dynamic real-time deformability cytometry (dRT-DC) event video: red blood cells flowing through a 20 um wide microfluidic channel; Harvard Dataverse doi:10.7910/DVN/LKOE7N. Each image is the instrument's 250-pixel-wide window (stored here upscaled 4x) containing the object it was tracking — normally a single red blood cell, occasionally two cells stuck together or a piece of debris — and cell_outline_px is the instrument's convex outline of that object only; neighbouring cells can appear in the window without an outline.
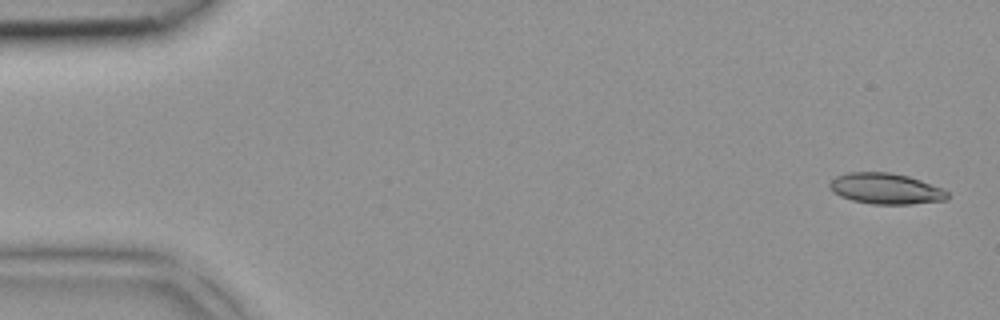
{"species": "common noctule bat (a hibernating species)", "species_latin": "Nyctalus noctula", "temperature_condition": "room temperature", "stored_images_in_passage": 4, "camera_frame_rate_fps": 3000, "um_per_image_px": 0.085, "animal": {"sex": "female", "body_mass_g": 18.4}, "frame": {"image": 1, "passage_image": 1, "time_ms": 0.0, "image_size_px": [1000, 320], "cell_outline_px": [[948, 196], [944, 200], [912, 204], [872, 204], [852, 200], [840, 196], [832, 192], [828, 188], [828, 184], [836, 176], [848, 172], [888, 172], [908, 176], [944, 188], [948, 192]], "centroid_in_image_um": [75.26, 16.03], "position_along_channel_um": 9.7, "area_um2": 21.27}}
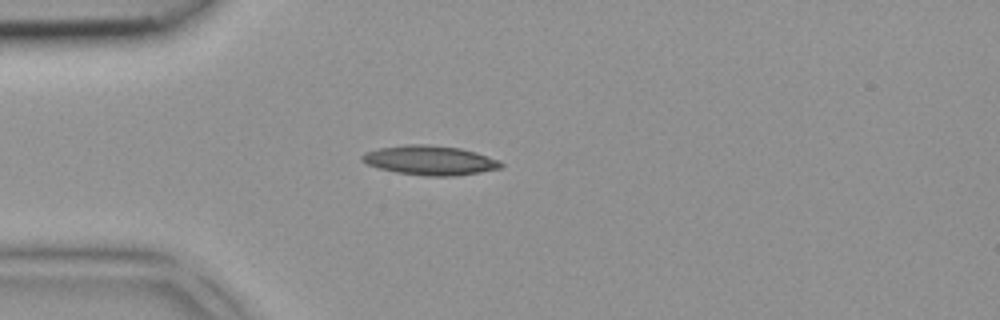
{"frame": {"image": 2, "passage_image": 4, "time_ms": 1.0, "image_size_px": [1000, 320], "cell_outline_px": [[504, 164], [500, 168], [480, 172], [452, 176], [428, 176], [396, 172], [380, 168], [368, 164], [360, 160], [360, 156], [364, 152], [380, 148], [408, 144], [424, 144], [460, 148], [476, 152], [500, 160]], "centroid_in_image_um": [36.55, 13.62], "position_along_channel_um": 48.5, "area_um2": 23.7}}